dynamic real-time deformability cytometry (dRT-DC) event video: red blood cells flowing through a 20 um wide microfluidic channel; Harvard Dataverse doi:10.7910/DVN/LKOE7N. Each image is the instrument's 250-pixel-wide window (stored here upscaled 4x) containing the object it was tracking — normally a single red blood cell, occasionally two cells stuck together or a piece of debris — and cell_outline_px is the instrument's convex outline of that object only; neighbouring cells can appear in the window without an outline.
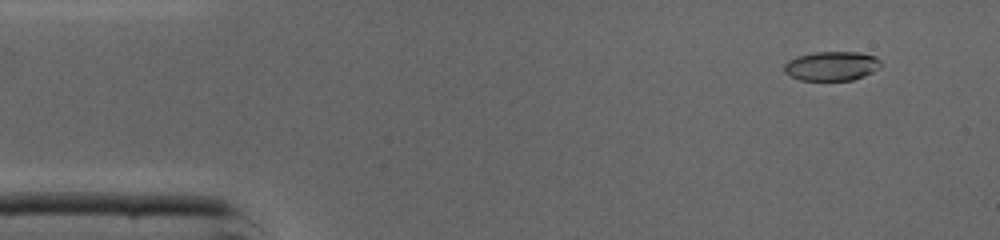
{"species": "common noctule bat (a hibernating species)", "species_latin": "Nyctalus noctula", "temperature_condition": "cold", "stored_images_in_passage": 47, "segment_of_instrument_passage": [1, 2], "camera_frame_rate_fps": 3000, "um_per_image_px": 0.085, "animal": {"sex": "male", "body_mass_g": 19.0, "forearm_length_mm": 50.8}, "frame": {"image": 1, "passage_image": 4, "time_ms": 1.0, "image_size_px": [1000, 240], "cell_outline_px": [[884, 64], [880, 68], [864, 76], [852, 80], [800, 80], [784, 72], [784, 64], [788, 60], [796, 56], [812, 52], [856, 52], [876, 56]], "centroid_in_image_um": [70.71, 5.6], "position_along_channel_um": 14.3, "area_um2": 16.65}}
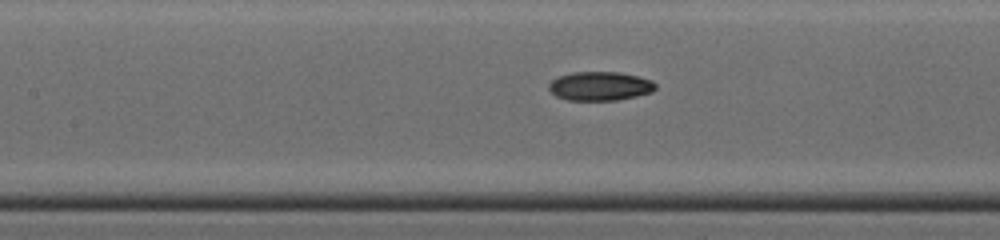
{"frame": {"image": 2, "passage_image": 20, "time_ms": 6.333, "image_size_px": [1000, 240], "cell_outline_px": [[656, 88], [652, 92], [636, 96], [616, 100], [568, 100], [556, 96], [548, 88], [548, 84], [552, 80], [560, 76], [572, 72], [620, 72], [652, 80], [656, 84]], "centroid_in_image_um": [51.0, 7.32], "position_along_channel_um": 156.4, "area_um2": 17.92}}
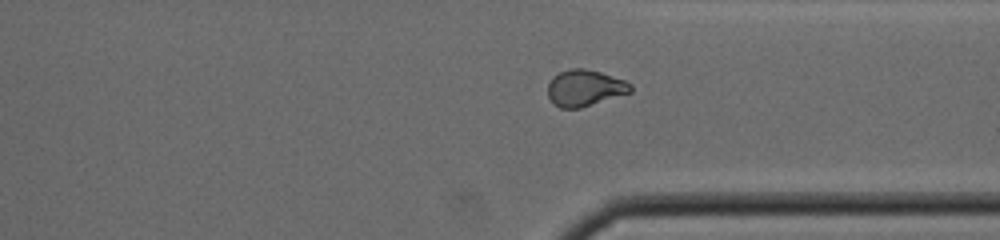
{"frame": {"image": 3, "passage_image": 34, "time_ms": 11.0, "image_size_px": [1000, 240], "cell_outline_px": [[632, 92], [580, 108], [560, 108], [548, 96], [548, 84], [552, 76], [560, 72], [572, 68], [584, 68], [600, 72], [624, 80], [632, 84]], "centroid_in_image_um": [49.72, 7.47], "position_along_channel_um": 361.7, "area_um2": 17.46}}